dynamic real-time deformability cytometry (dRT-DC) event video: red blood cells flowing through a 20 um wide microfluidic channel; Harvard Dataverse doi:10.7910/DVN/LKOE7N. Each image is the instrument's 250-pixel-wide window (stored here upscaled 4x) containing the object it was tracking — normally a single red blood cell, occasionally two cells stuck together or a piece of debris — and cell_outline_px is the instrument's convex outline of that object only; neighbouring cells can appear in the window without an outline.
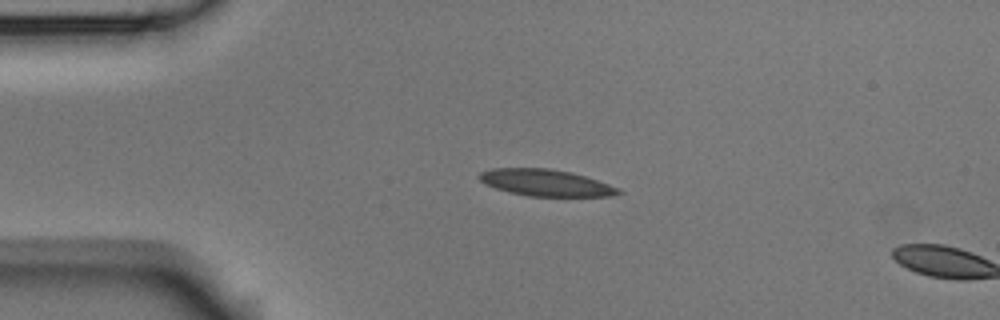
{"species": "Egyptian fruit bat (a non-hibernating species)", "species_latin": "Rousettus aegyptiacus", "temperature_condition": "room temperature", "stored_images_in_passage": 2, "camera_frame_rate_fps": 3000, "um_per_image_px": 0.085, "animal": {"sex": "male"}, "frame": {"image": 1, "passage_image": 1, "time_ms": 0.0, "image_size_px": [1000, 320], "cell_outline_px": [[624, 192], [608, 196], [528, 196], [508, 192], [484, 184], [476, 176], [480, 172], [492, 168], [548, 168], [572, 172], [620, 188]], "centroid_in_image_um": [46.34, 15.53], "position_along_channel_um": 38.7, "area_um2": 21.62}}